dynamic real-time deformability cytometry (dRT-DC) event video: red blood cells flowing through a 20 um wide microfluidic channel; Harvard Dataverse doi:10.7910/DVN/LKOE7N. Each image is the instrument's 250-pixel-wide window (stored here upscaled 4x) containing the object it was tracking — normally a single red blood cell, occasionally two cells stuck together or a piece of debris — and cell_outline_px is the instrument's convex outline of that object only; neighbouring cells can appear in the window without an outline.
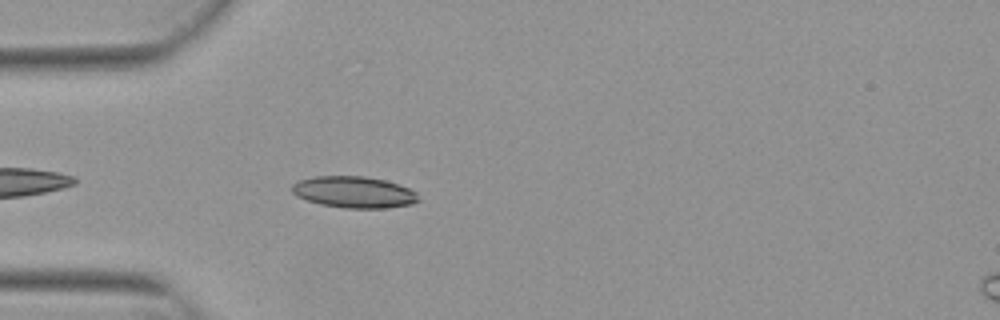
{"species": "Egyptian fruit bat (a non-hibernating species)", "species_latin": "Rousettus aegyptiacus", "temperature_condition": "warm", "stored_images_in_passage": 34, "camera_frame_rate_fps": 3000, "um_per_image_px": 0.085, "animal": {"sex": "female"}, "frame": {"image": 1, "passage_image": 2, "time_ms": 0.333, "image_size_px": [1000, 320], "cell_outline_px": [[420, 200], [412, 204], [384, 208], [344, 208], [320, 204], [296, 196], [292, 192], [292, 184], [300, 180], [312, 176], [364, 176], [384, 180], [408, 188], [416, 192]], "centroid_in_image_um": [30.07, 16.33], "position_along_channel_um": 54.9, "area_um2": 23.12}}
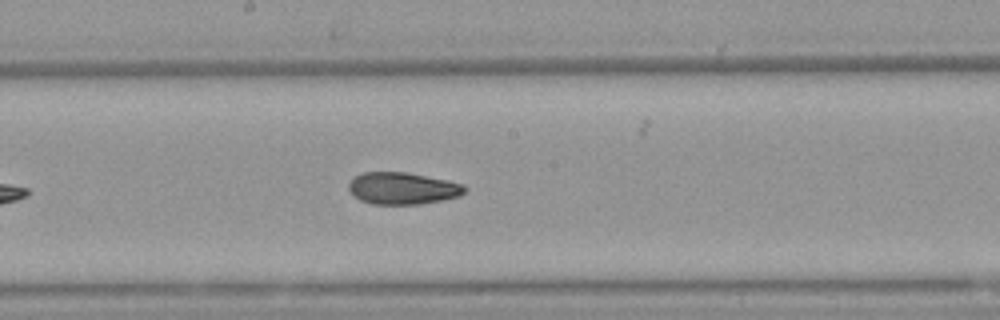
{"frame": {"image": 2, "passage_image": 15, "time_ms": 4.667, "image_size_px": [1000, 320], "cell_outline_px": [[468, 188], [460, 196], [440, 200], [416, 204], [372, 204], [360, 200], [348, 188], [348, 184], [360, 172], [404, 172], [448, 180], [464, 184]], "centroid_in_image_um": [34.24, 16.0], "position_along_channel_um": 214.0, "area_um2": 21.44}}
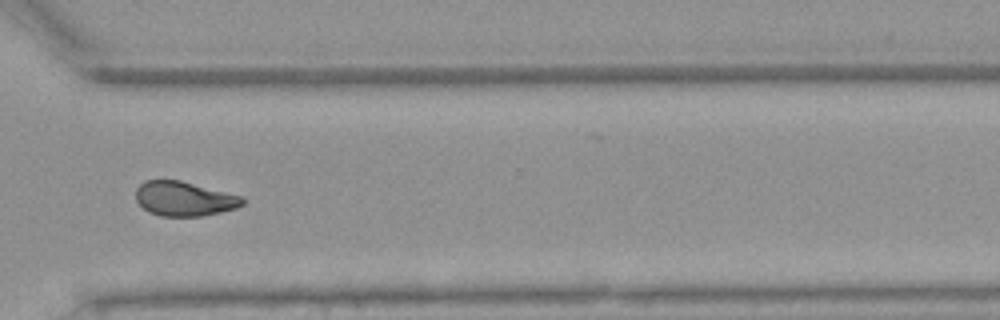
{"frame": {"image": 3, "passage_image": 26, "time_ms": 8.333, "image_size_px": [1000, 320], "cell_outline_px": [[244, 204], [236, 208], [200, 216], [160, 216], [148, 212], [136, 200], [136, 188], [144, 180], [180, 180], [244, 196]], "centroid_in_image_um": [15.66, 16.88], "position_along_channel_um": 354.9, "area_um2": 21.5}, "authors_computed_cell_mechanics": {"area_um2": 21.964, "velocity_mm_per_s": 3.8444, "shape_relaxation_time_tau1_ms": 7.2258, "shape_relaxation_time_tau2_ms": 2.8492, "deformation_change_tau1": 0.1715, "deformation_change_tau2": 0.095}}